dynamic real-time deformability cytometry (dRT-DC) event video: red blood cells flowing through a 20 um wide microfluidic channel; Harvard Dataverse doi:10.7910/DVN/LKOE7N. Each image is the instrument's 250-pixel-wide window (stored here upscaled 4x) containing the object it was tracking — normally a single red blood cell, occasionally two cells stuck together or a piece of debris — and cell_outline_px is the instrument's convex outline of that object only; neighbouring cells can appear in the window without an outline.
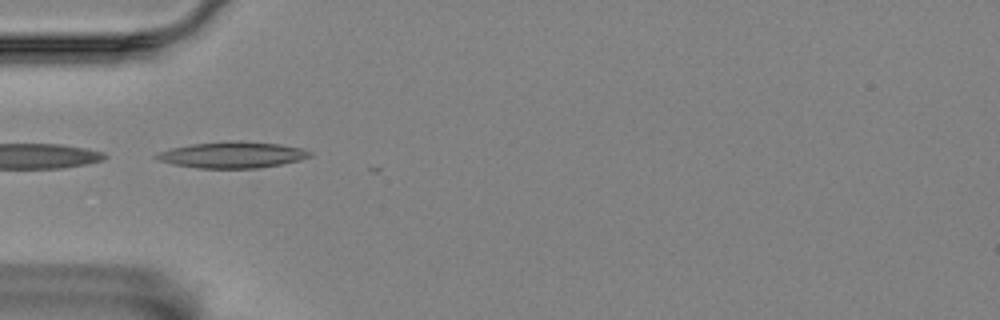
{"species": "Egyptian fruit bat (a non-hibernating species)", "species_latin": "Rousettus aegyptiacus", "temperature_condition": "room temperature", "stored_images_in_passage": 6, "camera_frame_rate_fps": 3000, "um_per_image_px": 0.085, "animal": {"sex": "female"}, "frame": {"image": 1, "passage_image": 5, "time_ms": 1.333, "image_size_px": [1000, 320], "cell_outline_px": [[312, 156], [300, 160], [260, 168], [196, 168], [172, 164], [160, 160], [152, 156], [160, 152], [172, 148], [192, 144], [228, 140], [240, 140], [280, 144], [304, 148], [312, 152]], "centroid_in_image_um": [19.79, 13.15], "position_along_channel_um": 65.2, "area_um2": 23.64}}